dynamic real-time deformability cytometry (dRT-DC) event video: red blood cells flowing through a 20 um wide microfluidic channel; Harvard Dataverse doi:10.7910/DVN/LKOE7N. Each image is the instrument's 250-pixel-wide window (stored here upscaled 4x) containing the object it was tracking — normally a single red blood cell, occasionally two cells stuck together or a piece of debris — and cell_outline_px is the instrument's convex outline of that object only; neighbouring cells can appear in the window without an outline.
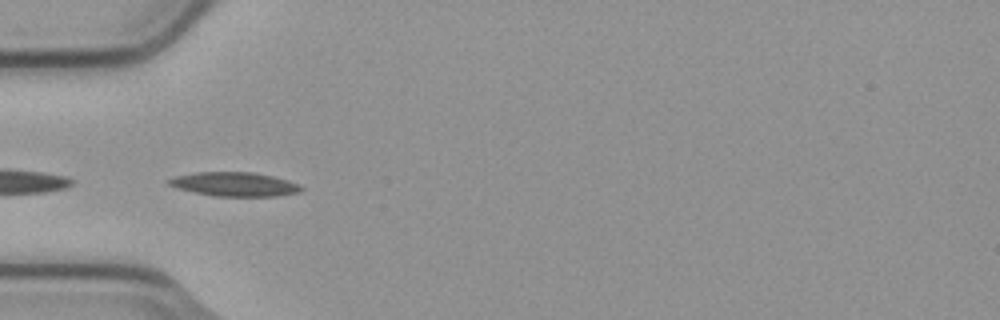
{"species": "common noctule bat (a hibernating species)", "species_latin": "Nyctalus noctula", "temperature_condition": "cold", "stored_images_in_passage": 4, "camera_frame_rate_fps": 3000, "um_per_image_px": 0.085, "animal": {"sex": "male", "body_mass_g": 23.1, "forearm_length_mm": 52.7}, "frame": {"image": 1, "passage_image": 4, "time_ms": 1.0, "image_size_px": [1000, 320], "cell_outline_px": [[304, 188], [300, 192], [276, 196], [212, 196], [176, 188], [168, 184], [164, 180], [172, 176], [196, 172], [252, 172], [272, 176], [288, 180], [300, 184]], "centroid_in_image_um": [19.89, 15.65], "position_along_channel_um": 65.1, "area_um2": 18.79}}